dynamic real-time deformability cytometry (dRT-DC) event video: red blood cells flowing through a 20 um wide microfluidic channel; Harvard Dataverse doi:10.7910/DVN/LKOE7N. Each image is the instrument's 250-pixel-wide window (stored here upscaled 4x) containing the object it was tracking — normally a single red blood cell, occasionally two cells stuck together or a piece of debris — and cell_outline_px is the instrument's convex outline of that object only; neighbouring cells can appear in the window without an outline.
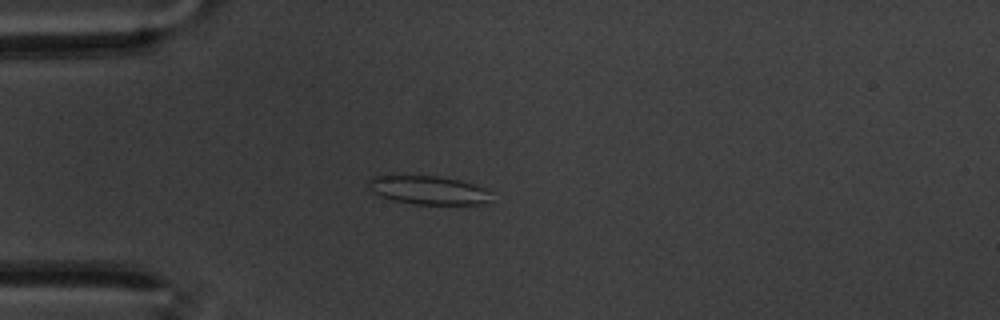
{"species": "common noctule bat (a hibernating species)", "species_latin": "Nyctalus noctula", "temperature_condition": "warm", "stored_images_in_passage": 59, "camera_frame_rate_fps": 3000, "um_per_image_px": 0.085, "animal": {"sex": "male", "body_mass_g": 20.1, "forearm_length_mm": 53.5}, "frame": {"image": 1, "passage_image": 16, "time_ms": 5.0, "image_size_px": [1000, 320], "cell_outline_px": [[488, 200], [484, 204], [416, 204], [392, 200], [380, 196], [372, 192], [368, 188], [368, 180], [372, 176], [436, 176], [460, 180], [488, 188]], "centroid_in_image_um": [36.38, 16.16], "position_along_channel_um": 48.6, "area_um2": 20.35}}
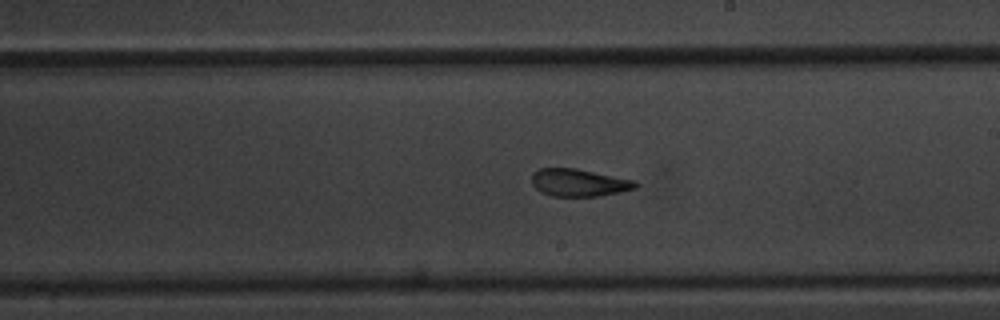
{"frame": {"image": 2, "passage_image": 34, "time_ms": 11.0, "image_size_px": [1000, 320], "cell_outline_px": [[636, 188], [620, 192], [600, 196], [552, 196], [540, 192], [532, 184], [532, 172], [540, 168], [576, 168], [636, 180]], "centroid_in_image_um": [49.19, 15.52], "position_along_channel_um": 239.8, "area_um2": 16.7}}
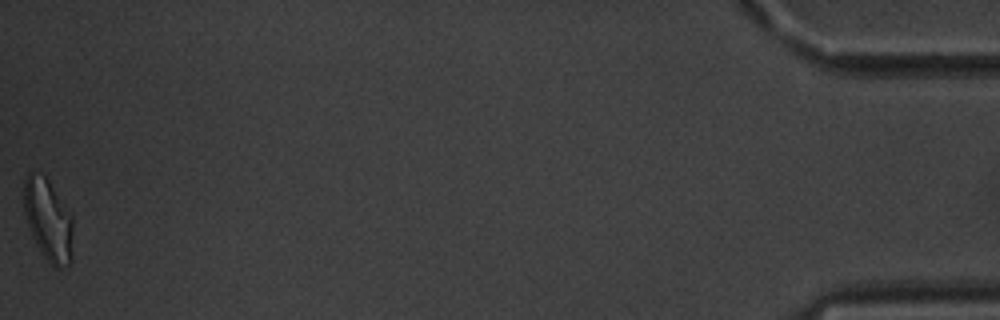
{"frame": {"image": 3, "passage_image": 59, "time_ms": 19.333, "image_size_px": [1000, 320], "cell_outline_px": [[72, 260], [68, 264], [60, 268], [52, 268], [40, 252], [28, 228], [24, 216], [24, 176], [28, 172], [32, 172], [44, 176], [48, 180], [72, 216]], "centroid_in_image_um": [4.08, 18.74], "position_along_channel_um": 431.1, "area_um2": 23.64}, "authors_computed_cell_mechanics": {"area_um2": 19.4208, "velocity_mm_per_s": 3.4305, "shape_relaxation_time_tau1_ms": null, "shape_relaxation_time_tau2_ms": 2.232, "deformation_change_tau1": null, "deformation_change_tau2": 0.1071}}